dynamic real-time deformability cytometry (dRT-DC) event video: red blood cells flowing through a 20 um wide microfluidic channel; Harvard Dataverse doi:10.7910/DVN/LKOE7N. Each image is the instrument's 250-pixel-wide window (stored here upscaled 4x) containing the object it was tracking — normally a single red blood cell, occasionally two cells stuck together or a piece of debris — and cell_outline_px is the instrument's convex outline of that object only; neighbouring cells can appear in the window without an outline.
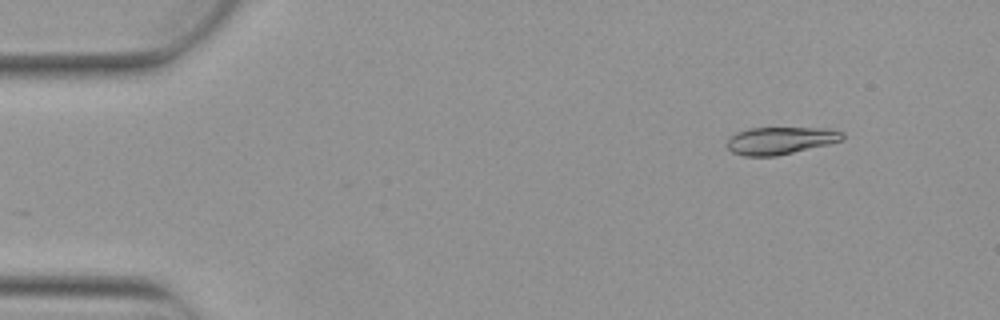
{"species": "Egyptian fruit bat (a non-hibernating species)", "species_latin": "Rousettus aegyptiacus", "temperature_condition": "warm", "stored_images_in_passage": 8, "camera_frame_rate_fps": 3000, "um_per_image_px": 0.085, "animal": {"sex": "female"}, "frame": {"image": 1, "passage_image": 2, "time_ms": 0.333, "image_size_px": [1000, 320], "cell_outline_px": [[844, 140], [828, 144], [776, 156], [744, 156], [732, 152], [728, 148], [728, 140], [736, 132], [748, 128], [828, 128], [844, 132]], "centroid_in_image_um": [66.36, 11.94], "position_along_channel_um": 18.6, "area_um2": 18.38}}
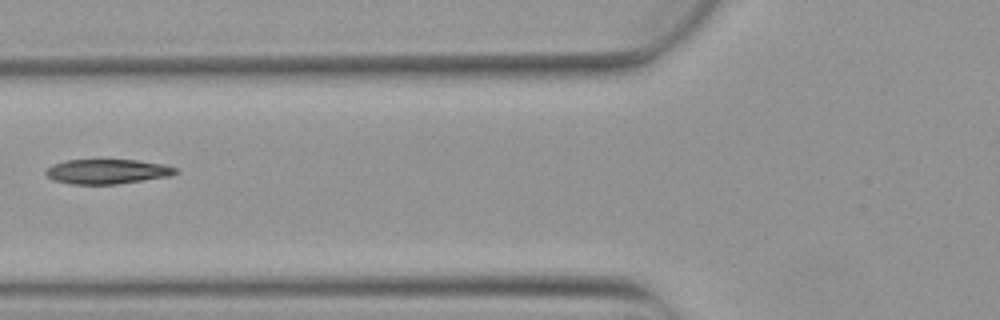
{"frame": {"image": 2, "passage_image": 6, "time_ms": 1.667, "image_size_px": [1000, 320], "cell_outline_px": [[180, 172], [172, 176], [116, 184], [72, 184], [52, 180], [44, 172], [52, 164], [64, 160], [136, 160], [164, 164], [180, 168]], "centroid_in_image_um": [9.17, 14.58], "position_along_channel_um": 116.6, "area_um2": 18.9}}
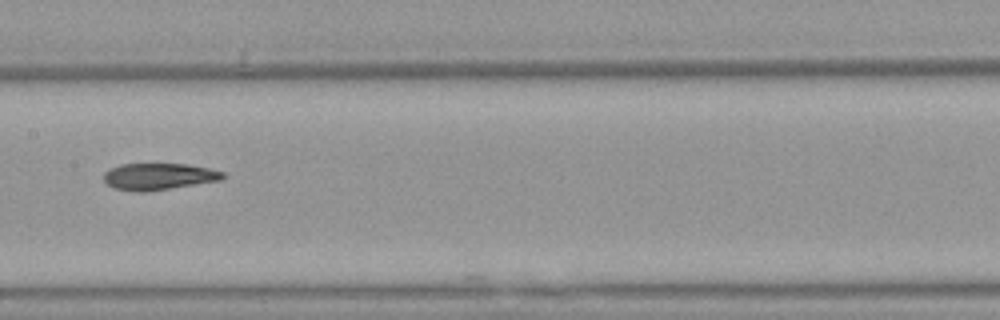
{"frame": {"image": 3, "passage_image": 8, "time_ms": 2.333, "image_size_px": [1000, 320], "cell_outline_px": [[224, 176], [220, 180], [144, 192], [136, 192], [112, 188], [104, 180], [104, 172], [108, 168], [120, 164], [188, 164], [208, 168], [224, 172]], "centroid_in_image_um": [13.43, 14.99], "position_along_channel_um": 194.0, "area_um2": 18.44}}